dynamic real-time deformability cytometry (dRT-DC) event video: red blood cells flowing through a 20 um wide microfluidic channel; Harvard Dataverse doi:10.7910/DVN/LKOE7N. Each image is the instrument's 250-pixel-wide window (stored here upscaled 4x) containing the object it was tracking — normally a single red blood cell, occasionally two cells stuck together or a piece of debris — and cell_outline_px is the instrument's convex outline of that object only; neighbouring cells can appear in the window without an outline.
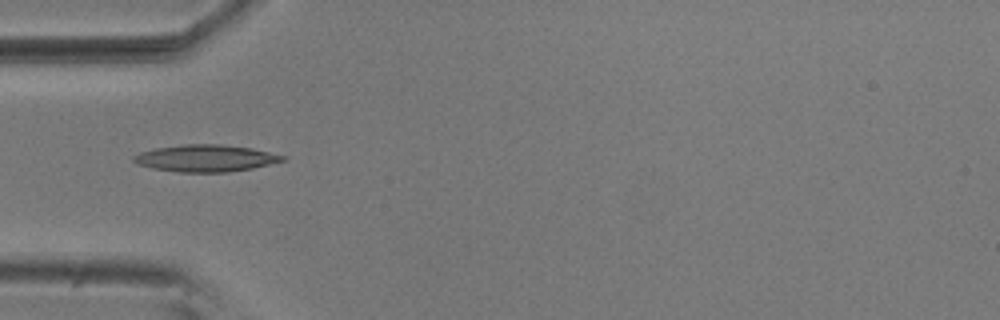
{"species": "common noctule bat (a hibernating species)", "species_latin": "Nyctalus noctula", "temperature_condition": "room temperature", "stored_images_in_passage": 11, "camera_frame_rate_fps": 3000, "um_per_image_px": 0.085, "animal": {"sex": "male", "body_mass_g": 20.5, "forearm_length_mm": 52.5}, "frame": {"image": 1, "passage_image": 5, "time_ms": 1.333, "image_size_px": [1000, 320], "cell_outline_px": [[288, 160], [252, 168], [228, 172], [180, 172], [152, 168], [140, 164], [132, 160], [132, 156], [140, 152], [156, 148], [184, 144], [220, 144], [252, 148], [288, 156]], "centroid_in_image_um": [17.53, 13.44], "position_along_channel_um": 67.5, "area_um2": 23.41}}
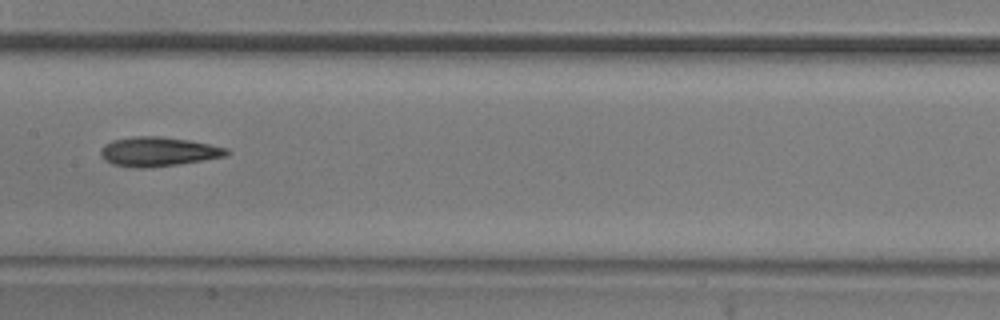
{"frame": {"image": 2, "passage_image": 8, "time_ms": 2.333, "image_size_px": [1000, 320], "cell_outline_px": [[232, 152], [228, 156], [176, 164], [144, 168], [136, 168], [112, 164], [104, 160], [100, 156], [100, 148], [104, 144], [112, 140], [132, 136], [164, 136], [188, 140], [228, 148]], "centroid_in_image_um": [13.42, 12.88], "position_along_channel_um": 194.0, "area_um2": 21.68}}
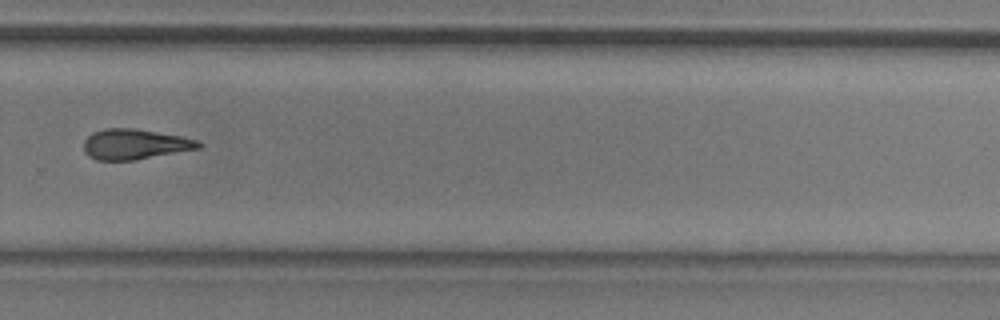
{"frame": {"image": 3, "passage_image": 11, "time_ms": 3.333, "image_size_px": [1000, 320], "cell_outline_px": [[204, 144], [200, 148], [136, 160], [96, 160], [88, 156], [84, 152], [84, 140], [88, 136], [104, 128], [136, 128], [180, 136], [196, 140]], "centroid_in_image_um": [11.46, 12.26], "position_along_channel_um": 318.3, "area_um2": 20.29}}